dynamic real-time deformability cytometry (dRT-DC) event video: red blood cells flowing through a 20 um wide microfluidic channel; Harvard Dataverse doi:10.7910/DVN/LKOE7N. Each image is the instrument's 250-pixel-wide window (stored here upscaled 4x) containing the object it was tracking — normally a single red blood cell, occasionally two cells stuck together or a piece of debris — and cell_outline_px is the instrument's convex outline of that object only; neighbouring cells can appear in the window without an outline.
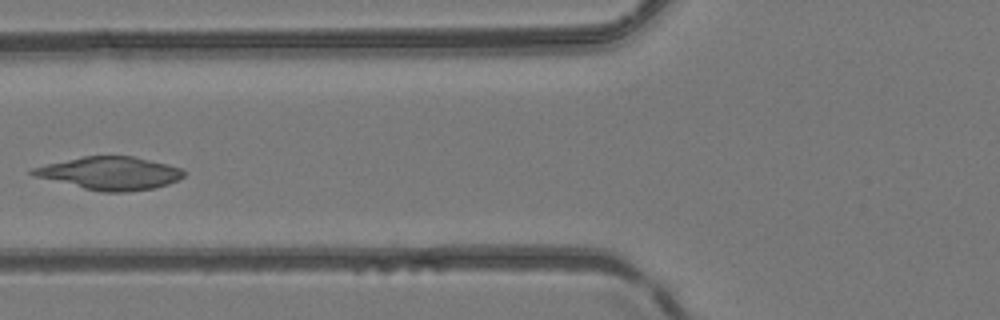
{"species": "common noctule bat (a hibernating species)", "species_latin": "Nyctalus noctula", "temperature_condition": "room temperature", "stored_images_in_passage": 2, "camera_frame_rate_fps": 3000, "um_per_image_px": 0.085, "animal": {"sex": "female", "body_mass_g": 24.6, "forearm_length_mm": 56.2}, "frame": {"image": 1, "passage_image": 2, "time_ms": 1.333, "image_size_px": [1000, 320], "cell_outline_px": [[184, 176], [168, 184], [156, 188], [124, 192], [104, 192], [84, 188], [32, 176], [28, 172], [32, 168], [48, 164], [84, 156], [132, 156], [168, 164], [184, 168]], "centroid_in_image_um": [9.36, 14.73], "position_along_channel_um": 116.4, "area_um2": 28.84}}